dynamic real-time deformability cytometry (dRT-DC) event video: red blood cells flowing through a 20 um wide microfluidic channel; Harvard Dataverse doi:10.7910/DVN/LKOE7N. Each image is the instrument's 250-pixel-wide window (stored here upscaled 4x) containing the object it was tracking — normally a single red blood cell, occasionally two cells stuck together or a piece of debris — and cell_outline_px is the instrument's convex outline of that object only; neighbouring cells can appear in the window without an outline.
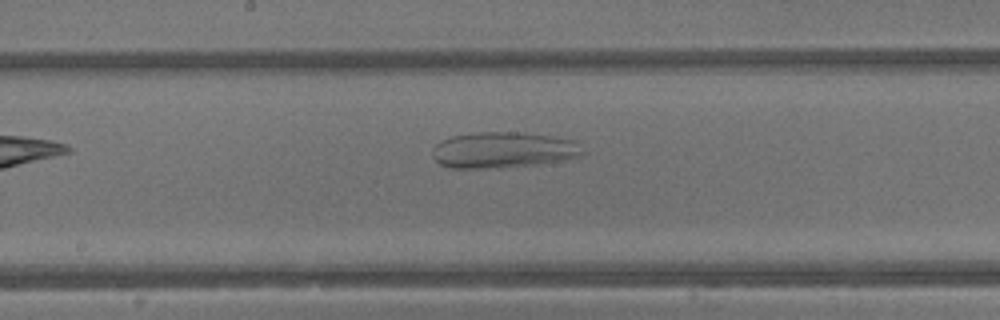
{"species": "common noctule bat (a hibernating species)", "species_latin": "Nyctalus noctula", "temperature_condition": "warm", "stored_images_in_passage": 30, "camera_frame_rate_fps": 3000, "um_per_image_px": 0.085, "animal": {"sex": "male", "body_mass_g": 13.3}, "frame": {"image": 1, "passage_image": 13, "time_ms": 4.0, "image_size_px": [1000, 320], "cell_outline_px": [[584, 156], [536, 164], [480, 168], [448, 168], [440, 164], [432, 156], [432, 148], [440, 140], [452, 136], [476, 132], [520, 132], [552, 136], [572, 140], [584, 152]], "centroid_in_image_um": [42.71, 12.74], "position_along_channel_um": 205.5, "area_um2": 31.27}}